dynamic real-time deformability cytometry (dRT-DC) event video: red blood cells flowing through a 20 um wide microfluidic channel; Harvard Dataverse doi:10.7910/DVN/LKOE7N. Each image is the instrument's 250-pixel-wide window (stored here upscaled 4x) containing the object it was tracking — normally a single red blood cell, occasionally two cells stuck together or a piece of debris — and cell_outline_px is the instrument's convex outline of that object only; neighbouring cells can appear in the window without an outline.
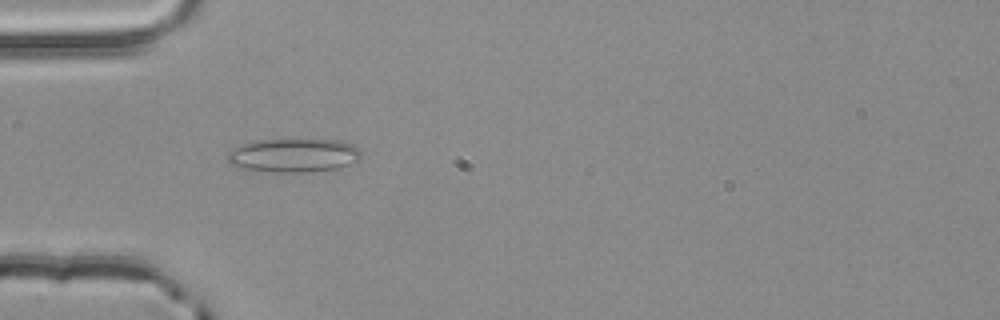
{"species": "common noctule bat (a hibernating species)", "species_latin": "Nyctalus noctula", "temperature_condition": "room temperature", "stored_images_in_passage": 1, "camera_frame_rate_fps": 3000, "um_per_image_px": 0.085, "animal": {"sex": "male", "body_mass_g": 20.4}, "frame": {"image": 1, "passage_image": 1, "time_ms": 0.0, "image_size_px": [1000, 320], "cell_outline_px": [[360, 156], [356, 160], [336, 168], [312, 172], [272, 172], [244, 168], [232, 164], [228, 160], [228, 152], [244, 144], [256, 140], [340, 140], [352, 144], [360, 152]], "centroid_in_image_um": [24.95, 13.2], "position_along_channel_um": 60.0, "area_um2": 25.66}}